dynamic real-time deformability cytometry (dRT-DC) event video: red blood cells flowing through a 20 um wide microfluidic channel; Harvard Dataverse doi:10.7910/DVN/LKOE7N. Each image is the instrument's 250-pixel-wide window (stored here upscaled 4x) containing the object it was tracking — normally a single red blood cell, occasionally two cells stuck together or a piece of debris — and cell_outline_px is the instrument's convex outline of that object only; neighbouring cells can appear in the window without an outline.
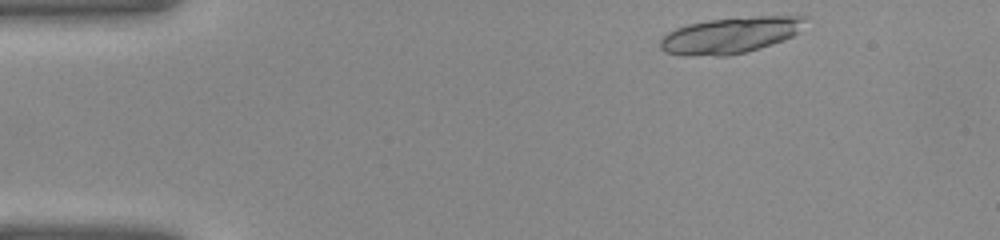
{"species": "common noctule bat (a hibernating species)", "species_latin": "Nyctalus noctula", "temperature_condition": "warm", "stored_images_in_passage": 29, "segment_of_instrument_passage": [1, 2], "camera_frame_rate_fps": 3000, "um_per_image_px": 0.085, "animal": {"sex": "female", "body_mass_g": 22.0, "forearm_length_mm": 56.7}, "frame": {"image": 1, "passage_image": 1, "time_ms": 0.0, "image_size_px": [1000, 240], "cell_outline_px": [[808, 16], [800, 32], [792, 36], [772, 44], [744, 52], [728, 56], [680, 56], [664, 52], [660, 48], [660, 40], [668, 32], [676, 28], [688, 24], [708, 20], [756, 16]], "centroid_in_image_um": [62.05, 3.0], "position_along_channel_um": 22.9, "area_um2": 30.69}}